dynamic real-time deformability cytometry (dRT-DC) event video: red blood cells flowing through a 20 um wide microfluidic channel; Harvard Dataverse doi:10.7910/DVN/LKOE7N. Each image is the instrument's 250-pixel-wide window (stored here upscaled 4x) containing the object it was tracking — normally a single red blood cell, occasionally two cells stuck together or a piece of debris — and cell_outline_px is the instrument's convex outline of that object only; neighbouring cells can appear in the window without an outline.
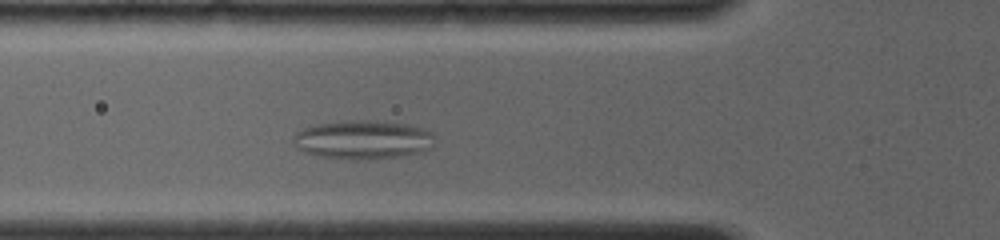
{"species": "common noctule bat (a hibernating species)", "species_latin": "Nyctalus noctula", "temperature_condition": "room temperature", "stored_images_in_passage": 34, "camera_frame_rate_fps": 4000, "um_per_image_px": 0.085, "animal": {"sex": "female", "body_mass_g": 19.0, "forearm_length_mm": 56.7}, "frame": {"image": 1, "passage_image": 6, "time_ms": 3.0, "image_size_px": [1000, 240], "cell_outline_px": [[436, 136], [432, 148], [416, 152], [396, 156], [368, 160], [320, 156], [304, 152], [296, 148], [292, 144], [292, 140], [296, 132], [304, 128], [320, 124], [340, 120], [376, 120], [408, 124], [432, 132]], "centroid_in_image_um": [30.84, 11.86], "position_along_channel_um": 95.0, "area_um2": 32.02}}
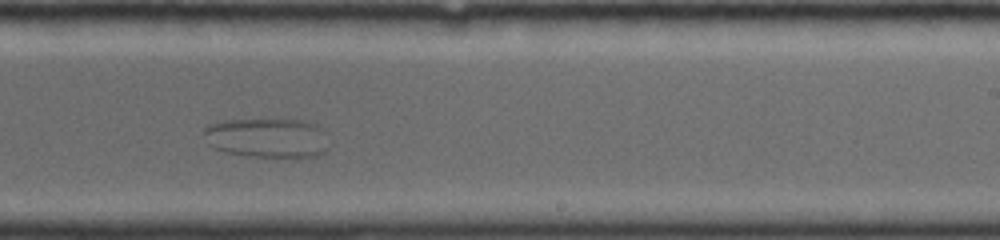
{"frame": {"image": 2, "passage_image": 19, "time_ms": 7.75, "image_size_px": [1000, 240], "cell_outline_px": [[324, 152], [316, 156], [248, 156], [224, 152], [212, 148], [208, 144], [204, 132], [204, 128], [208, 124], [224, 120], [308, 120], [320, 124], [324, 128]], "centroid_in_image_um": [22.67, 11.7], "position_along_channel_um": 266.3, "area_um2": 28.67}}
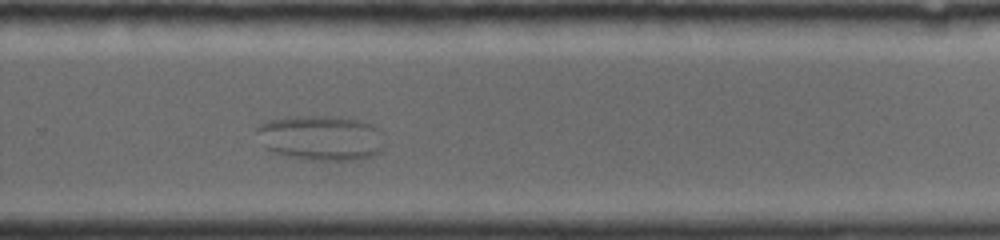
{"frame": {"image": 3, "passage_image": 22, "time_ms": 8.75, "image_size_px": [1000, 240], "cell_outline_px": [[380, 152], [372, 156], [352, 160], [316, 160], [276, 152], [264, 148], [256, 128], [264, 120], [296, 116], [332, 116], [360, 120], [372, 124], [376, 128], [380, 148]], "centroid_in_image_um": [27.21, 11.69], "position_along_channel_um": 302.6, "area_um2": 32.71}}